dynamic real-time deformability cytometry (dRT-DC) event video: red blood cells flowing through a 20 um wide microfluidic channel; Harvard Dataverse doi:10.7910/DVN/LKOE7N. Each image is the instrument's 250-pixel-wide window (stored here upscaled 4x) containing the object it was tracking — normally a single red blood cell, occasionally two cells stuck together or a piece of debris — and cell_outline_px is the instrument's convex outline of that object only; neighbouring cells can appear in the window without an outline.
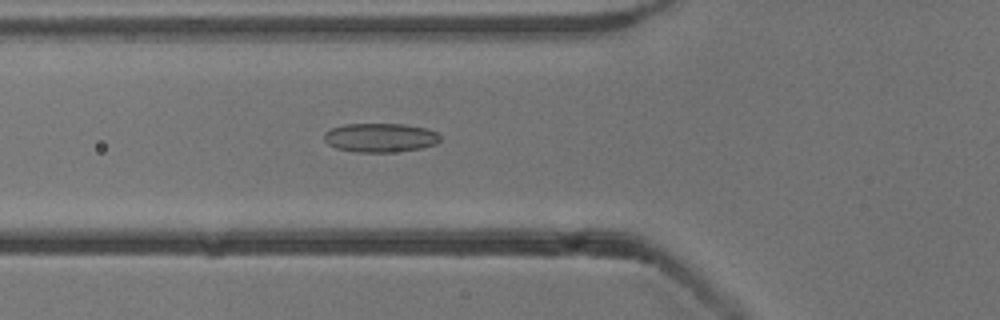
{"species": "common noctule bat (a hibernating species)", "species_latin": "Nyctalus noctula", "temperature_condition": "cold", "stored_images_in_passage": 54, "camera_frame_rate_fps": 3000, "um_per_image_px": 0.085, "animal": {"sex": "male", "body_mass_g": 13.3}, "frame": {"image": 1, "passage_image": 20, "time_ms": 6.333, "image_size_px": [1000, 320], "cell_outline_px": [[440, 140], [436, 144], [420, 148], [392, 152], [356, 152], [336, 148], [328, 144], [324, 140], [324, 132], [332, 128], [344, 124], [404, 124], [424, 128], [436, 132], [440, 136]], "centroid_in_image_um": [32.3, 11.7], "position_along_channel_um": 93.5, "area_um2": 19.54}}
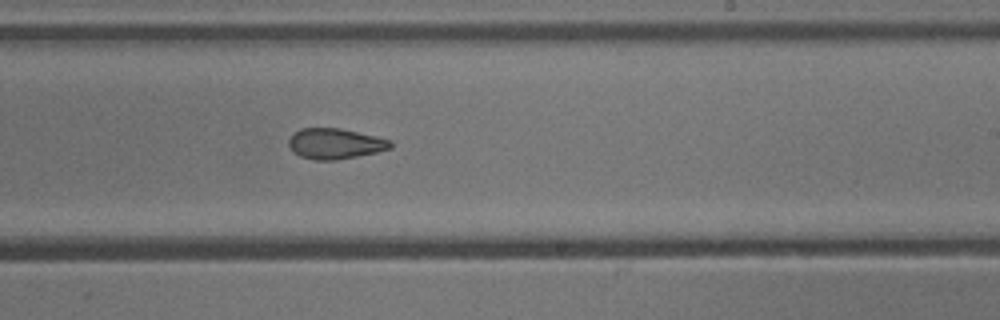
{"frame": {"image": 2, "passage_image": 33, "time_ms": 10.667, "image_size_px": [1000, 320], "cell_outline_px": [[392, 148], [376, 152], [336, 160], [316, 160], [300, 156], [292, 152], [288, 144], [288, 140], [300, 128], [340, 128], [376, 136], [388, 140], [392, 144]], "centroid_in_image_um": [28.46, 12.21], "position_along_channel_um": 260.5, "area_um2": 17.98}}
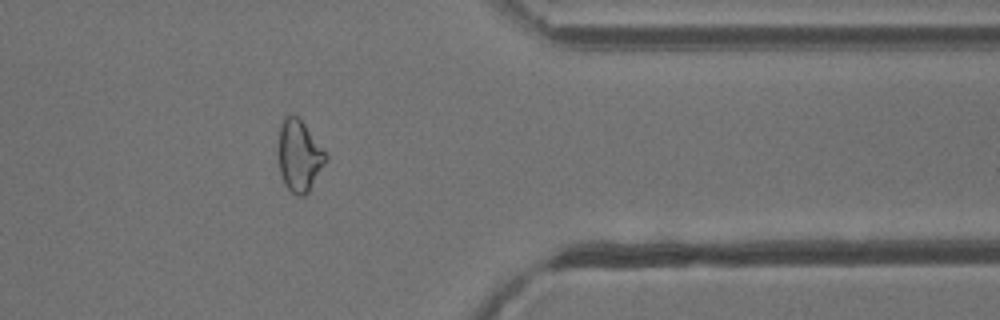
{"frame": {"image": 3, "passage_image": 44, "time_ms": 14.333, "image_size_px": [1000, 320], "cell_outline_px": [[328, 160], [308, 192], [304, 196], [296, 196], [284, 184], [280, 172], [280, 124], [284, 116], [288, 112], [292, 112], [304, 124], [328, 156]], "centroid_in_image_um": [25.45, 13.24], "position_along_channel_um": 386.0, "area_um2": 19.48}, "authors_computed_cell_mechanics": {"area_um2": 19.5942, "velocity_mm_per_s": 3.8431, "shape_relaxation_time_tau1_ms": null, "shape_relaxation_time_tau2_ms": 3.7024, "deformation_change_tau1": null, "deformation_change_tau2": 0.1028}}